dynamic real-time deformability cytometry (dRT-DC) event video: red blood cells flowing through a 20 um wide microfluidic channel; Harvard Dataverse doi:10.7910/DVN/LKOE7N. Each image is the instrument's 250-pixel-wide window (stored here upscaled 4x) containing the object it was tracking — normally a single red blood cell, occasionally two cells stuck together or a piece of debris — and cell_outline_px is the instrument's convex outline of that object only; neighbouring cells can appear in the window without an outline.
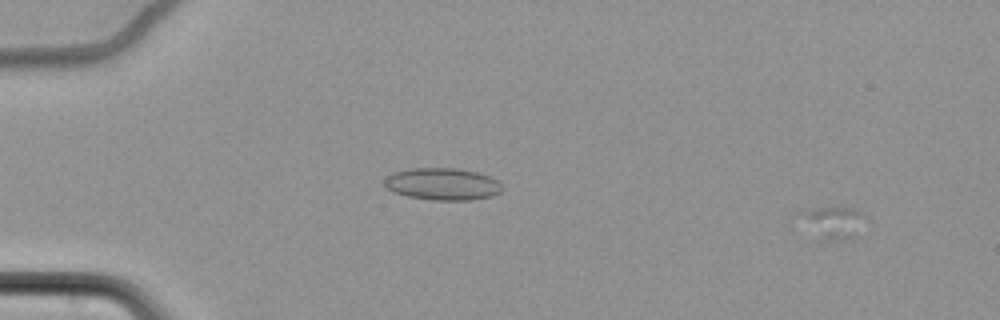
{"species": "common noctule bat (a hibernating species)", "species_latin": "Nyctalus noctula", "temperature_condition": "cold", "stored_images_in_passage": 32, "camera_frame_rate_fps": 3000, "um_per_image_px": 0.085, "animal": {"sex": "female", "body_mass_g": 22.7, "forearm_length_mm": 54.2}, "frame": {"image": 1, "passage_image": 8, "time_ms": 2.333, "image_size_px": [1000, 320], "cell_outline_px": [[864, 216], [852, 240], [820, 240], [808, 216], [808, 212], [820, 208], [852, 208], [860, 212]], "centroid_in_image_um": [71.04, 18.96], "position_along_channel_um": 14.0, "area_um2": 10.4}}
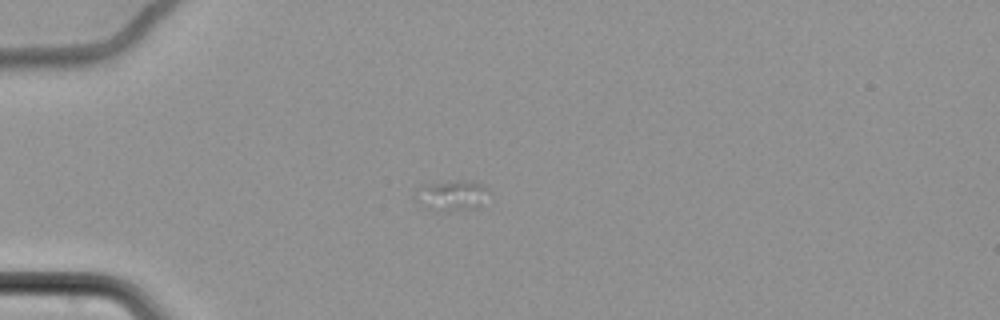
{"frame": {"image": 2, "passage_image": 23, "time_ms": 7.333, "image_size_px": [1000, 320], "cell_outline_px": [[492, 192], [476, 208], [440, 212], [432, 212], [412, 196], [416, 188], [420, 184], [460, 180], [464, 180], [480, 184]], "centroid_in_image_um": [38.33, 16.62], "position_along_channel_um": 46.7, "area_um2": 13.41}}